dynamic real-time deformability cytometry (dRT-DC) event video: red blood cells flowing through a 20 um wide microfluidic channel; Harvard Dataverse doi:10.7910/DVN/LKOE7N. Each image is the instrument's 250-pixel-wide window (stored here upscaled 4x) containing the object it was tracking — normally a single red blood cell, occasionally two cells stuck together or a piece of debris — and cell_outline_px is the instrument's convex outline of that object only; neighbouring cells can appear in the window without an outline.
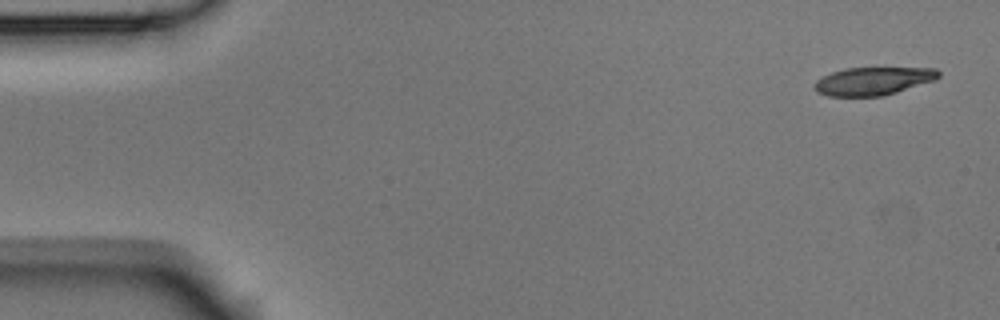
{"species": "Egyptian fruit bat (a non-hibernating species)", "species_latin": "Rousettus aegyptiacus", "temperature_condition": "room temperature", "stored_images_in_passage": 4, "camera_frame_rate_fps": 3000, "um_per_image_px": 0.085, "animal": {"sex": "male"}, "frame": {"image": 1, "passage_image": 1, "time_ms": 0.0, "image_size_px": [1000, 320], "cell_outline_px": [[940, 76], [936, 80], [896, 92], [880, 96], [828, 96], [816, 92], [812, 84], [816, 80], [832, 72], [844, 68], [936, 68], [940, 72]], "centroid_in_image_um": [74.2, 6.89], "position_along_channel_um": 10.8, "area_um2": 20.29}}